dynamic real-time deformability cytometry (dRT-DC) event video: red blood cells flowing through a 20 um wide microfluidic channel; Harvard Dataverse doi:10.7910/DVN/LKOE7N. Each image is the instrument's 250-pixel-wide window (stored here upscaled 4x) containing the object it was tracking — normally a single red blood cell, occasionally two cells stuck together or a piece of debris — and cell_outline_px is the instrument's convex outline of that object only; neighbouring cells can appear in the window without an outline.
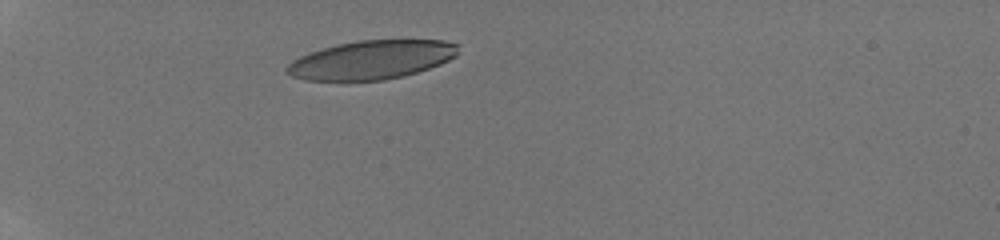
{"species": "human", "species_latin": "Homo sapiens", "temperature_condition": "room temperature", "stored_images_in_passage": 4, "camera_frame_rate_fps": 3000, "um_per_image_px": 0.085, "donor": {"sex": "male"}, "frame": {"image": 1, "passage_image": 1, "time_ms": 0.0, "image_size_px": [1000, 240], "cell_outline_px": [[460, 44], [456, 56], [440, 64], [404, 76], [384, 80], [304, 80], [292, 76], [284, 72], [284, 68], [292, 60], [300, 56], [324, 48], [356, 40], [444, 40]], "centroid_in_image_um": [31.58, 5.08], "position_along_channel_um": 53.4, "area_um2": 38.61}}
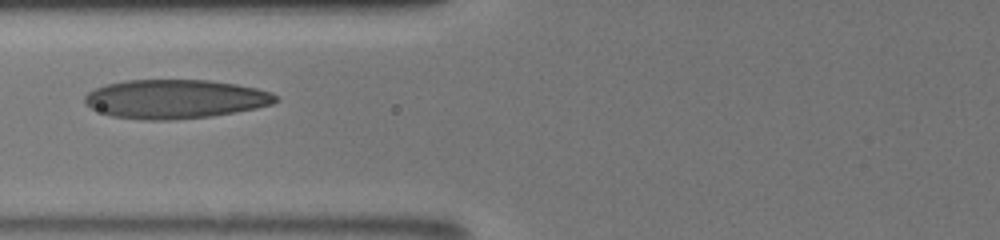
{"frame": {"image": 2, "passage_image": 3, "time_ms": 2.333, "image_size_px": [1000, 240], "cell_outline_px": [[280, 100], [272, 104], [256, 108], [236, 112], [212, 116], [172, 120], [144, 120], [112, 116], [92, 108], [84, 104], [84, 96], [88, 92], [104, 84], [128, 80], [208, 80], [236, 84], [256, 88], [272, 92]], "centroid_in_image_um": [14.89, 8.42], "position_along_channel_um": 110.9, "area_um2": 43.47}}
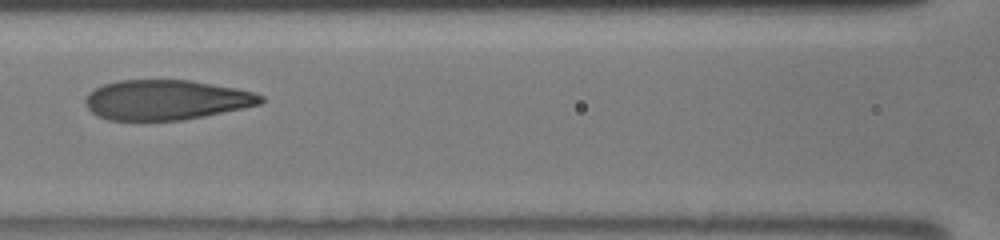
{"frame": {"image": 3, "passage_image": 4, "time_ms": 3.333, "image_size_px": [1000, 240], "cell_outline_px": [[264, 100], [260, 104], [204, 116], [184, 120], [108, 120], [96, 116], [84, 104], [84, 100], [88, 92], [104, 84], [120, 80], [192, 80], [236, 88], [252, 92], [264, 96]], "centroid_in_image_um": [14.09, 8.49], "position_along_channel_um": 152.5, "area_um2": 40.86}}